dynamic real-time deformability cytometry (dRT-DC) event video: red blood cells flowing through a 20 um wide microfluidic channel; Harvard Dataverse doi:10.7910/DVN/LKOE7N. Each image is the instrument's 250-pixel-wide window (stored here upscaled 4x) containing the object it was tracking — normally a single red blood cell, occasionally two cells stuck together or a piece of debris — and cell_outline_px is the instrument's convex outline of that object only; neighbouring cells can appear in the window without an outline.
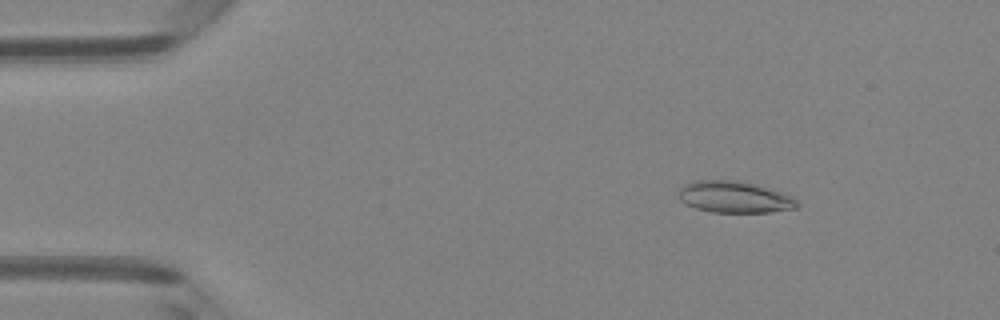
{"species": "Egyptian fruit bat (a non-hibernating species)", "species_latin": "Rousettus aegyptiacus", "temperature_condition": "room temperature", "stored_images_in_passage": 48, "camera_frame_rate_fps": 3000, "um_per_image_px": 0.085, "animal": {"sex": "female"}, "frame": {"image": 1, "passage_image": 7, "time_ms": 2.0, "image_size_px": [1000, 320], "cell_outline_px": [[800, 204], [796, 208], [768, 212], [712, 212], [696, 208], [684, 204], [676, 196], [680, 188], [684, 184], [692, 180], [736, 180], [784, 192], [792, 196]], "centroid_in_image_um": [62.38, 16.74], "position_along_channel_um": 22.6, "area_um2": 21.96}}
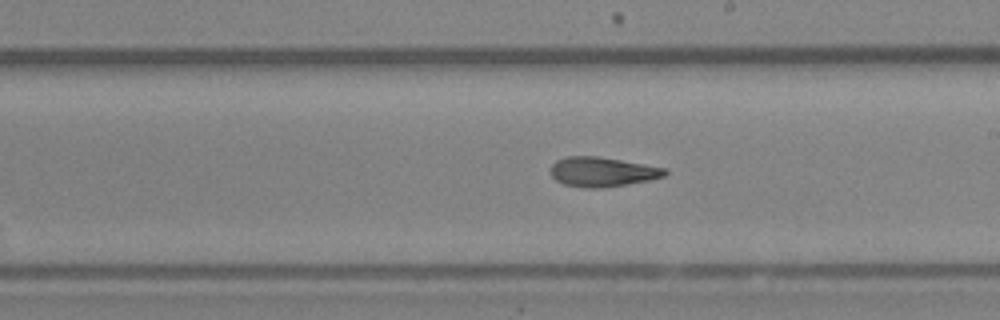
{"frame": {"image": 2, "passage_image": 28, "time_ms": 9.0, "image_size_px": [1000, 320], "cell_outline_px": [[668, 172], [664, 176], [648, 180], [604, 188], [584, 188], [564, 184], [556, 180], [552, 176], [552, 164], [556, 160], [568, 156], [596, 156], [644, 164], [664, 168]], "centroid_in_image_um": [51.17, 14.61], "position_along_channel_um": 237.8, "area_um2": 19.48}}
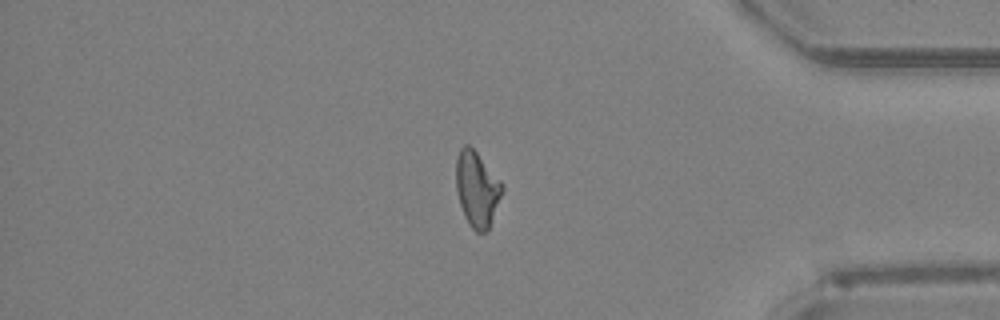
{"frame": {"image": 3, "passage_image": 41, "time_ms": 13.333, "image_size_px": [1000, 320], "cell_outline_px": [[504, 188], [488, 228], [484, 232], [476, 232], [468, 224], [464, 216], [460, 204], [456, 188], [456, 156], [460, 148], [464, 144], [468, 144], [476, 152], [500, 180]], "centroid_in_image_um": [40.51, 16.05], "position_along_channel_um": 394.7, "area_um2": 19.94}, "authors_computed_cell_mechanics": {"area_um2": 20.2878, "velocity_mm_per_s": 4.2214, "shape_relaxation_time_tau1_ms": null, "shape_relaxation_time_tau2_ms": 1.726, "deformation_change_tau1": null, "deformation_change_tau2": 0.103}}